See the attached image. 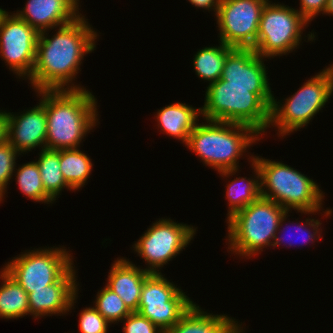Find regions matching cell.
Listing matches in <instances>:
<instances>
[{
	"mask_svg": "<svg viewBox=\"0 0 333 333\" xmlns=\"http://www.w3.org/2000/svg\"><path fill=\"white\" fill-rule=\"evenodd\" d=\"M87 20L81 14L74 21L59 26L51 38L49 30L39 33L35 65L28 78L32 89H86L80 84L74 85L73 81L77 79L84 56L95 50L99 36Z\"/></svg>",
	"mask_w": 333,
	"mask_h": 333,
	"instance_id": "obj_1",
	"label": "cell"
},
{
	"mask_svg": "<svg viewBox=\"0 0 333 333\" xmlns=\"http://www.w3.org/2000/svg\"><path fill=\"white\" fill-rule=\"evenodd\" d=\"M36 93L46 111V149L80 148L84 136L99 124L97 98L86 89Z\"/></svg>",
	"mask_w": 333,
	"mask_h": 333,
	"instance_id": "obj_2",
	"label": "cell"
},
{
	"mask_svg": "<svg viewBox=\"0 0 333 333\" xmlns=\"http://www.w3.org/2000/svg\"><path fill=\"white\" fill-rule=\"evenodd\" d=\"M206 88L201 107L203 121L244 124L261 136L272 128L270 109L274 95L270 86L227 85V81L219 79Z\"/></svg>",
	"mask_w": 333,
	"mask_h": 333,
	"instance_id": "obj_3",
	"label": "cell"
},
{
	"mask_svg": "<svg viewBox=\"0 0 333 333\" xmlns=\"http://www.w3.org/2000/svg\"><path fill=\"white\" fill-rule=\"evenodd\" d=\"M195 126L187 146L208 167L227 178L239 170V158L261 139L253 128L237 123L206 120ZM239 166V167H238Z\"/></svg>",
	"mask_w": 333,
	"mask_h": 333,
	"instance_id": "obj_4",
	"label": "cell"
},
{
	"mask_svg": "<svg viewBox=\"0 0 333 333\" xmlns=\"http://www.w3.org/2000/svg\"><path fill=\"white\" fill-rule=\"evenodd\" d=\"M260 172L261 197L272 200L287 211L305 215L322 211L324 193L316 181L280 161L254 156Z\"/></svg>",
	"mask_w": 333,
	"mask_h": 333,
	"instance_id": "obj_5",
	"label": "cell"
},
{
	"mask_svg": "<svg viewBox=\"0 0 333 333\" xmlns=\"http://www.w3.org/2000/svg\"><path fill=\"white\" fill-rule=\"evenodd\" d=\"M287 210L260 197L245 208L235 212L228 224V250L242 258H251L273 245L281 217Z\"/></svg>",
	"mask_w": 333,
	"mask_h": 333,
	"instance_id": "obj_6",
	"label": "cell"
},
{
	"mask_svg": "<svg viewBox=\"0 0 333 333\" xmlns=\"http://www.w3.org/2000/svg\"><path fill=\"white\" fill-rule=\"evenodd\" d=\"M333 95V64L312 76L284 102L273 97L270 125L278 128V137H285L304 126L324 108ZM331 96V97H330ZM283 103V104H282Z\"/></svg>",
	"mask_w": 333,
	"mask_h": 333,
	"instance_id": "obj_7",
	"label": "cell"
},
{
	"mask_svg": "<svg viewBox=\"0 0 333 333\" xmlns=\"http://www.w3.org/2000/svg\"><path fill=\"white\" fill-rule=\"evenodd\" d=\"M308 24L295 8L268 0L261 13L253 50L268 59L294 52L301 45Z\"/></svg>",
	"mask_w": 333,
	"mask_h": 333,
	"instance_id": "obj_8",
	"label": "cell"
},
{
	"mask_svg": "<svg viewBox=\"0 0 333 333\" xmlns=\"http://www.w3.org/2000/svg\"><path fill=\"white\" fill-rule=\"evenodd\" d=\"M24 251L3 266L27 292L57 282L74 264L72 254L63 246Z\"/></svg>",
	"mask_w": 333,
	"mask_h": 333,
	"instance_id": "obj_9",
	"label": "cell"
},
{
	"mask_svg": "<svg viewBox=\"0 0 333 333\" xmlns=\"http://www.w3.org/2000/svg\"><path fill=\"white\" fill-rule=\"evenodd\" d=\"M196 230L195 226L161 218L149 226L132 247L147 263L146 271L161 273L164 265L188 247Z\"/></svg>",
	"mask_w": 333,
	"mask_h": 333,
	"instance_id": "obj_10",
	"label": "cell"
},
{
	"mask_svg": "<svg viewBox=\"0 0 333 333\" xmlns=\"http://www.w3.org/2000/svg\"><path fill=\"white\" fill-rule=\"evenodd\" d=\"M194 303L181 287L161 273H150L141 289L137 312L163 332L173 327Z\"/></svg>",
	"mask_w": 333,
	"mask_h": 333,
	"instance_id": "obj_11",
	"label": "cell"
},
{
	"mask_svg": "<svg viewBox=\"0 0 333 333\" xmlns=\"http://www.w3.org/2000/svg\"><path fill=\"white\" fill-rule=\"evenodd\" d=\"M268 0H221L216 13L219 40L233 48L256 44L262 10Z\"/></svg>",
	"mask_w": 333,
	"mask_h": 333,
	"instance_id": "obj_12",
	"label": "cell"
},
{
	"mask_svg": "<svg viewBox=\"0 0 333 333\" xmlns=\"http://www.w3.org/2000/svg\"><path fill=\"white\" fill-rule=\"evenodd\" d=\"M11 14V15H10ZM39 32L15 12H5L0 19V57L20 79L33 71Z\"/></svg>",
	"mask_w": 333,
	"mask_h": 333,
	"instance_id": "obj_13",
	"label": "cell"
},
{
	"mask_svg": "<svg viewBox=\"0 0 333 333\" xmlns=\"http://www.w3.org/2000/svg\"><path fill=\"white\" fill-rule=\"evenodd\" d=\"M21 113L6 111V140L20 155L37 147L45 149L47 117L44 105L39 101L36 106Z\"/></svg>",
	"mask_w": 333,
	"mask_h": 333,
	"instance_id": "obj_14",
	"label": "cell"
},
{
	"mask_svg": "<svg viewBox=\"0 0 333 333\" xmlns=\"http://www.w3.org/2000/svg\"><path fill=\"white\" fill-rule=\"evenodd\" d=\"M74 267L75 265L57 282L28 294L29 315L38 319L53 314L65 315L74 309L79 289Z\"/></svg>",
	"mask_w": 333,
	"mask_h": 333,
	"instance_id": "obj_15",
	"label": "cell"
},
{
	"mask_svg": "<svg viewBox=\"0 0 333 333\" xmlns=\"http://www.w3.org/2000/svg\"><path fill=\"white\" fill-rule=\"evenodd\" d=\"M80 0H27L16 15L35 28L39 33L51 31L77 19ZM51 29V30H50Z\"/></svg>",
	"mask_w": 333,
	"mask_h": 333,
	"instance_id": "obj_16",
	"label": "cell"
},
{
	"mask_svg": "<svg viewBox=\"0 0 333 333\" xmlns=\"http://www.w3.org/2000/svg\"><path fill=\"white\" fill-rule=\"evenodd\" d=\"M265 60L251 48H233L226 56L220 79L227 85L270 86Z\"/></svg>",
	"mask_w": 333,
	"mask_h": 333,
	"instance_id": "obj_17",
	"label": "cell"
},
{
	"mask_svg": "<svg viewBox=\"0 0 333 333\" xmlns=\"http://www.w3.org/2000/svg\"><path fill=\"white\" fill-rule=\"evenodd\" d=\"M111 266L105 286L119 295L131 312L137 311L141 289L150 272L122 257Z\"/></svg>",
	"mask_w": 333,
	"mask_h": 333,
	"instance_id": "obj_18",
	"label": "cell"
},
{
	"mask_svg": "<svg viewBox=\"0 0 333 333\" xmlns=\"http://www.w3.org/2000/svg\"><path fill=\"white\" fill-rule=\"evenodd\" d=\"M237 325L236 319L224 313L212 315L194 302L180 320L163 333H231Z\"/></svg>",
	"mask_w": 333,
	"mask_h": 333,
	"instance_id": "obj_19",
	"label": "cell"
},
{
	"mask_svg": "<svg viewBox=\"0 0 333 333\" xmlns=\"http://www.w3.org/2000/svg\"><path fill=\"white\" fill-rule=\"evenodd\" d=\"M201 108L192 107L185 103L176 102L158 109L155 118L157 126L163 134L187 144L188 137L198 124Z\"/></svg>",
	"mask_w": 333,
	"mask_h": 333,
	"instance_id": "obj_20",
	"label": "cell"
},
{
	"mask_svg": "<svg viewBox=\"0 0 333 333\" xmlns=\"http://www.w3.org/2000/svg\"><path fill=\"white\" fill-rule=\"evenodd\" d=\"M253 155L249 156L254 177H236L229 184H226V199L228 201L227 219L235 212L245 208L250 203L255 202L261 197L260 193V172L253 161Z\"/></svg>",
	"mask_w": 333,
	"mask_h": 333,
	"instance_id": "obj_21",
	"label": "cell"
},
{
	"mask_svg": "<svg viewBox=\"0 0 333 333\" xmlns=\"http://www.w3.org/2000/svg\"><path fill=\"white\" fill-rule=\"evenodd\" d=\"M0 279V318L9 320L29 315L27 292L3 268Z\"/></svg>",
	"mask_w": 333,
	"mask_h": 333,
	"instance_id": "obj_22",
	"label": "cell"
},
{
	"mask_svg": "<svg viewBox=\"0 0 333 333\" xmlns=\"http://www.w3.org/2000/svg\"><path fill=\"white\" fill-rule=\"evenodd\" d=\"M91 160L79 148L60 150V169L72 191L80 189L87 182L93 169Z\"/></svg>",
	"mask_w": 333,
	"mask_h": 333,
	"instance_id": "obj_23",
	"label": "cell"
},
{
	"mask_svg": "<svg viewBox=\"0 0 333 333\" xmlns=\"http://www.w3.org/2000/svg\"><path fill=\"white\" fill-rule=\"evenodd\" d=\"M219 46H209L199 49L193 58L195 74L198 78L209 81V84L221 78L227 54L233 49L219 41Z\"/></svg>",
	"mask_w": 333,
	"mask_h": 333,
	"instance_id": "obj_24",
	"label": "cell"
},
{
	"mask_svg": "<svg viewBox=\"0 0 333 333\" xmlns=\"http://www.w3.org/2000/svg\"><path fill=\"white\" fill-rule=\"evenodd\" d=\"M36 163L39 167L45 192L54 200L63 189L72 190L63 178L60 169V150L43 149L39 152Z\"/></svg>",
	"mask_w": 333,
	"mask_h": 333,
	"instance_id": "obj_25",
	"label": "cell"
},
{
	"mask_svg": "<svg viewBox=\"0 0 333 333\" xmlns=\"http://www.w3.org/2000/svg\"><path fill=\"white\" fill-rule=\"evenodd\" d=\"M17 170V171H16ZM13 176L16 177V183L19 190L30 200L40 203L50 204L55 202L46 192L42 184L39 167L36 161H30L15 167Z\"/></svg>",
	"mask_w": 333,
	"mask_h": 333,
	"instance_id": "obj_26",
	"label": "cell"
},
{
	"mask_svg": "<svg viewBox=\"0 0 333 333\" xmlns=\"http://www.w3.org/2000/svg\"><path fill=\"white\" fill-rule=\"evenodd\" d=\"M93 303L95 309L112 324L122 323V320L131 313L122 298L106 286L98 291Z\"/></svg>",
	"mask_w": 333,
	"mask_h": 333,
	"instance_id": "obj_27",
	"label": "cell"
},
{
	"mask_svg": "<svg viewBox=\"0 0 333 333\" xmlns=\"http://www.w3.org/2000/svg\"><path fill=\"white\" fill-rule=\"evenodd\" d=\"M288 213H289V211H286L284 213V215L280 219L279 228L277 230V233L275 234L272 247L280 246L281 244H283V242H284V246H286V245H289V247L294 246L293 245L294 243L291 242V241L294 240L293 238L288 239V241H287L286 240V238L288 236L287 235L286 238H285V241L288 244H286L285 241H284V237L285 236L284 237H283V235L280 236V234H282L281 231H283L284 233H286L288 231V229H289L287 227H290V225L286 224V220H287V218L289 216ZM283 224H285L286 229L284 227L282 229ZM297 224H299V225H297ZM321 224H322V222H320V220H318V219L315 220V218L314 219L313 218H308V219L305 220V222H302V221L300 223L297 222L296 223L297 226L295 225V229L297 230L296 233H298V231L301 232L302 236H300V239L303 240V237H304V240H303L304 242H302L303 244L299 243L300 244L299 246H301V245L303 246L304 244L309 243V241H311L310 243H313V242H315L314 240H318V239L320 240V238L322 236V235H320V234H322L321 233L322 232ZM293 231H294V229L292 230V232ZM288 238H289V236H288ZM297 238H299V237H297Z\"/></svg>",
	"mask_w": 333,
	"mask_h": 333,
	"instance_id": "obj_28",
	"label": "cell"
},
{
	"mask_svg": "<svg viewBox=\"0 0 333 333\" xmlns=\"http://www.w3.org/2000/svg\"><path fill=\"white\" fill-rule=\"evenodd\" d=\"M19 155L7 140L0 144V203L7 192L8 183L12 181L11 178L13 177L15 167H17L16 160Z\"/></svg>",
	"mask_w": 333,
	"mask_h": 333,
	"instance_id": "obj_29",
	"label": "cell"
},
{
	"mask_svg": "<svg viewBox=\"0 0 333 333\" xmlns=\"http://www.w3.org/2000/svg\"><path fill=\"white\" fill-rule=\"evenodd\" d=\"M109 323L93 306L83 308L79 313V330L81 333H107Z\"/></svg>",
	"mask_w": 333,
	"mask_h": 333,
	"instance_id": "obj_30",
	"label": "cell"
},
{
	"mask_svg": "<svg viewBox=\"0 0 333 333\" xmlns=\"http://www.w3.org/2000/svg\"><path fill=\"white\" fill-rule=\"evenodd\" d=\"M123 333H163L149 319L139 312H131L123 320Z\"/></svg>",
	"mask_w": 333,
	"mask_h": 333,
	"instance_id": "obj_31",
	"label": "cell"
},
{
	"mask_svg": "<svg viewBox=\"0 0 333 333\" xmlns=\"http://www.w3.org/2000/svg\"><path fill=\"white\" fill-rule=\"evenodd\" d=\"M328 0H300L297 11L310 23L316 16L323 14Z\"/></svg>",
	"mask_w": 333,
	"mask_h": 333,
	"instance_id": "obj_32",
	"label": "cell"
},
{
	"mask_svg": "<svg viewBox=\"0 0 333 333\" xmlns=\"http://www.w3.org/2000/svg\"><path fill=\"white\" fill-rule=\"evenodd\" d=\"M221 0H188L193 6L198 9H204L208 11H214V15H216L218 7L220 5Z\"/></svg>",
	"mask_w": 333,
	"mask_h": 333,
	"instance_id": "obj_33",
	"label": "cell"
},
{
	"mask_svg": "<svg viewBox=\"0 0 333 333\" xmlns=\"http://www.w3.org/2000/svg\"><path fill=\"white\" fill-rule=\"evenodd\" d=\"M6 110H0V144L6 140Z\"/></svg>",
	"mask_w": 333,
	"mask_h": 333,
	"instance_id": "obj_34",
	"label": "cell"
},
{
	"mask_svg": "<svg viewBox=\"0 0 333 333\" xmlns=\"http://www.w3.org/2000/svg\"><path fill=\"white\" fill-rule=\"evenodd\" d=\"M326 14V15H332L333 16V0H328L327 1V5H326V8H325V11L323 13V15Z\"/></svg>",
	"mask_w": 333,
	"mask_h": 333,
	"instance_id": "obj_35",
	"label": "cell"
},
{
	"mask_svg": "<svg viewBox=\"0 0 333 333\" xmlns=\"http://www.w3.org/2000/svg\"><path fill=\"white\" fill-rule=\"evenodd\" d=\"M242 324H238L231 333H244V329L241 326Z\"/></svg>",
	"mask_w": 333,
	"mask_h": 333,
	"instance_id": "obj_36",
	"label": "cell"
},
{
	"mask_svg": "<svg viewBox=\"0 0 333 333\" xmlns=\"http://www.w3.org/2000/svg\"><path fill=\"white\" fill-rule=\"evenodd\" d=\"M5 12H6V10L0 8V19H1L2 15H3Z\"/></svg>",
	"mask_w": 333,
	"mask_h": 333,
	"instance_id": "obj_37",
	"label": "cell"
}]
</instances>
